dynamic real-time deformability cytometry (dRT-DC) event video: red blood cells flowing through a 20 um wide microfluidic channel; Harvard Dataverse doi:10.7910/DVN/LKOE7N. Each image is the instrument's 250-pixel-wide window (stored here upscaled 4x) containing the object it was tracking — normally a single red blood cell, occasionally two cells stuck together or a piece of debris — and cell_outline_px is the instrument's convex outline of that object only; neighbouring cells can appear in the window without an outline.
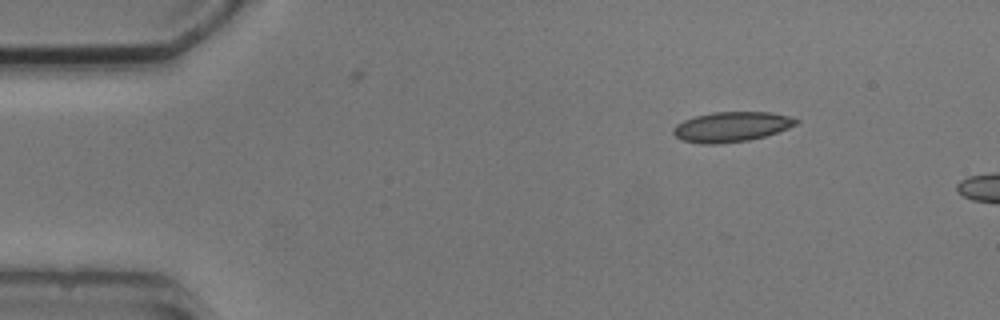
{"species": "common noctule bat (a hibernating species)", "species_latin": "Nyctalus noctula", "temperature_condition": "cold", "stored_images_in_passage": 2, "camera_frame_rate_fps": 3000, "um_per_image_px": 0.085, "animal": {"sex": "male", "body_mass_g": 20.5, "forearm_length_mm": 52.5}, "frame": {"image": 1, "passage_image": 1, "time_ms": 0.0, "image_size_px": [1000, 320], "cell_outline_px": [[800, 120], [796, 124], [788, 128], [764, 136], [748, 140], [720, 144], [704, 144], [684, 140], [676, 136], [672, 132], [672, 128], [676, 124], [684, 120], [696, 116], [712, 112], [768, 112], [788, 116]], "centroid_in_image_um": [62.15, 10.77], "position_along_channel_um": 22.8, "area_um2": 21.27}}